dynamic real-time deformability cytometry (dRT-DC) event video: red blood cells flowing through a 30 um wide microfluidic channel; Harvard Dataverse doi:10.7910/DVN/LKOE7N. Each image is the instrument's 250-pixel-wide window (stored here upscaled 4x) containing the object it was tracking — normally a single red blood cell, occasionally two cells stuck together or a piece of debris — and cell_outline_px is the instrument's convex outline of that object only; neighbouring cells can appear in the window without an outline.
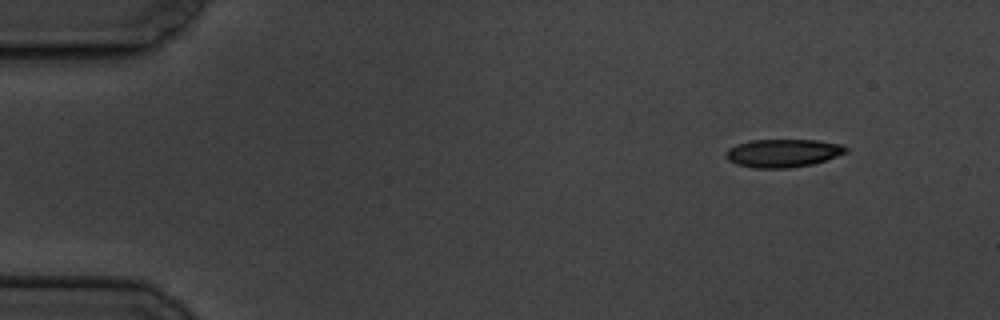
{"species": "common noctule bat (a hibernating species)", "species_latin": "Nyctalus noctula", "temperature_condition": "cold", "stored_images_in_passage": 4, "camera_frame_rate_fps": 3000, "um_per_image_px": 0.085, "animal": {"sex": "male", "body_mass_g": 19.5, "forearm_length_mm": 54.6}, "frame": {"image": 1, "passage_image": 1, "time_ms": 0.0, "image_size_px": [1000, 320], "cell_outline_px": [[848, 152], [812, 164], [788, 168], [752, 168], [736, 164], [728, 160], [724, 156], [724, 152], [728, 148], [736, 144], [752, 140], [816, 140], [840, 144], [848, 148]], "centroid_in_image_um": [66.49, 13.01], "position_along_channel_um": 18.5, "area_um2": 19.71}}
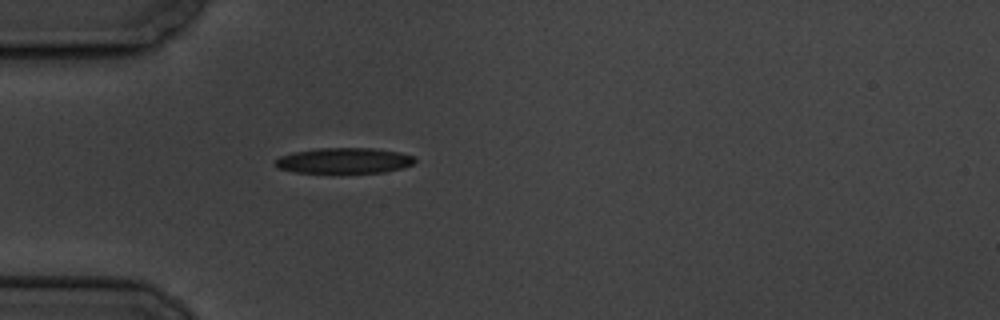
{"frame": {"image": 2, "passage_image": 4, "time_ms": 3.667, "image_size_px": [1000, 320], "cell_outline_px": [[416, 160], [412, 164], [404, 168], [384, 172], [296, 172], [276, 168], [276, 160], [280, 156], [292, 152], [320, 148], [372, 148], [400, 152], [416, 156]], "centroid_in_image_um": [29.29, 13.64], "position_along_channel_um": 55.7, "area_um2": 20.75}}